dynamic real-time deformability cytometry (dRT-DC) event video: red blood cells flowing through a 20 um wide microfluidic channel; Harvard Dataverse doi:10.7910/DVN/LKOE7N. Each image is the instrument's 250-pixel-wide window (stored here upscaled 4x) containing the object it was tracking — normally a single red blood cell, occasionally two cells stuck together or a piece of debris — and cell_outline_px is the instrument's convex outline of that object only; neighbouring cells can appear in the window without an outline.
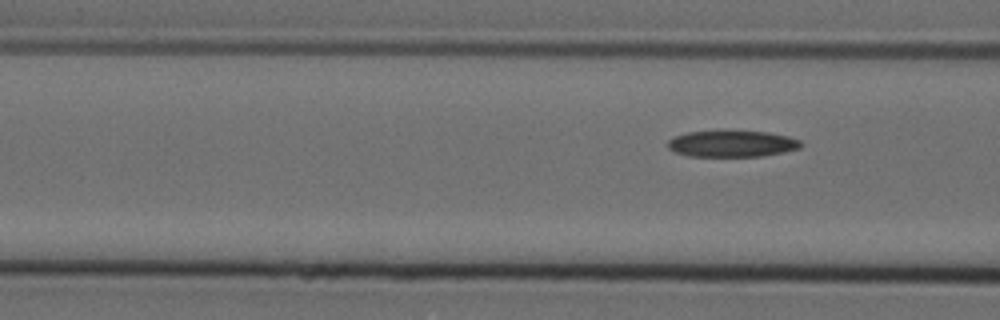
{"species": "Egyptian fruit bat (a non-hibernating species)", "species_latin": "Rousettus aegyptiacus", "temperature_condition": "cold", "stored_images_in_passage": 7, "camera_frame_rate_fps": 3000, "um_per_image_px": 0.085, "animal": {"sex": "female"}, "frame": {"image": 1, "passage_image": 7, "time_ms": 2.0, "image_size_px": [1000, 320], "cell_outline_px": [[800, 148], [784, 152], [760, 156], [688, 156], [676, 152], [668, 148], [668, 140], [672, 136], [688, 132], [768, 132], [788, 136], [800, 140]], "centroid_in_image_um": [62.2, 12.23], "position_along_channel_um": 104.4, "area_um2": 20.11}}